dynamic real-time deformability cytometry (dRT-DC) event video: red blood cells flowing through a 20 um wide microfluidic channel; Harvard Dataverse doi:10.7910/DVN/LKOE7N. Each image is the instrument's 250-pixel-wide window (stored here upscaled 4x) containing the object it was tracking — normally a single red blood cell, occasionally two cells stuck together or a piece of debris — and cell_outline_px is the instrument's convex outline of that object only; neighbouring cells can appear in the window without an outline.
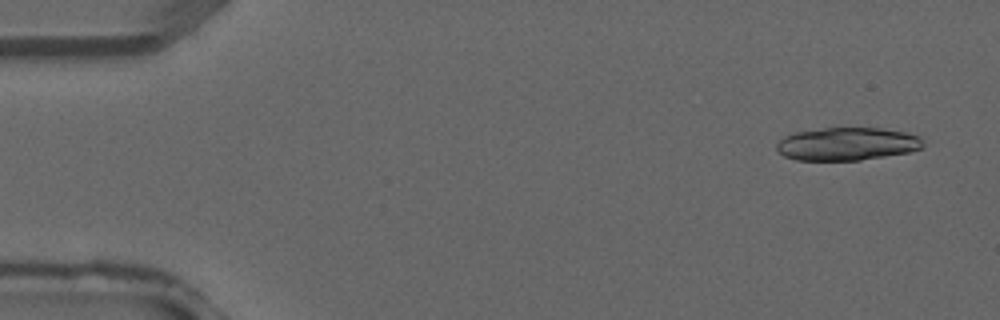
{"species": "common noctule bat (a hibernating species)", "species_latin": "Nyctalus noctula", "temperature_condition": "warm", "stored_images_in_passage": 4, "camera_frame_rate_fps": 3000, "um_per_image_px": 0.085, "animal": {"sex": "male", "forearm_length_mm": 52.5}, "frame": {"image": 1, "passage_image": 1, "time_ms": 0.0, "image_size_px": [1000, 320], "cell_outline_px": [[924, 148], [908, 152], [860, 160], [796, 160], [784, 156], [776, 148], [776, 144], [784, 136], [796, 132], [824, 128], [880, 128], [904, 132], [920, 136], [924, 144]], "centroid_in_image_um": [72.01, 12.23], "position_along_channel_um": 13.0, "area_um2": 28.03}}